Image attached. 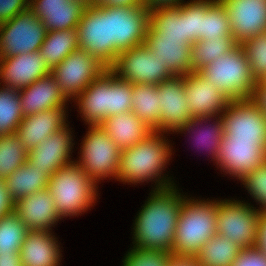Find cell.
<instances>
[{
  "label": "cell",
  "mask_w": 266,
  "mask_h": 266,
  "mask_svg": "<svg viewBox=\"0 0 266 266\" xmlns=\"http://www.w3.org/2000/svg\"><path fill=\"white\" fill-rule=\"evenodd\" d=\"M211 0H193L187 3V17L189 26V44L202 38L203 16L207 12V4Z\"/></svg>",
  "instance_id": "b9f144b4"
},
{
  "label": "cell",
  "mask_w": 266,
  "mask_h": 266,
  "mask_svg": "<svg viewBox=\"0 0 266 266\" xmlns=\"http://www.w3.org/2000/svg\"><path fill=\"white\" fill-rule=\"evenodd\" d=\"M163 133L152 131L140 142L121 151L118 179L130 183H140L159 178L155 189L173 186L161 177V172L171 156L170 145L163 140ZM169 157V158H168ZM166 179V180H165Z\"/></svg>",
  "instance_id": "7a4b0ae2"
},
{
  "label": "cell",
  "mask_w": 266,
  "mask_h": 266,
  "mask_svg": "<svg viewBox=\"0 0 266 266\" xmlns=\"http://www.w3.org/2000/svg\"><path fill=\"white\" fill-rule=\"evenodd\" d=\"M232 37L227 11L220 0H211L203 16L202 38L200 41Z\"/></svg>",
  "instance_id": "d590c367"
},
{
  "label": "cell",
  "mask_w": 266,
  "mask_h": 266,
  "mask_svg": "<svg viewBox=\"0 0 266 266\" xmlns=\"http://www.w3.org/2000/svg\"><path fill=\"white\" fill-rule=\"evenodd\" d=\"M166 266H200L196 257L170 253Z\"/></svg>",
  "instance_id": "681fc988"
},
{
  "label": "cell",
  "mask_w": 266,
  "mask_h": 266,
  "mask_svg": "<svg viewBox=\"0 0 266 266\" xmlns=\"http://www.w3.org/2000/svg\"><path fill=\"white\" fill-rule=\"evenodd\" d=\"M14 210V202L9 196L4 181L0 180V217Z\"/></svg>",
  "instance_id": "bcb514c9"
},
{
  "label": "cell",
  "mask_w": 266,
  "mask_h": 266,
  "mask_svg": "<svg viewBox=\"0 0 266 266\" xmlns=\"http://www.w3.org/2000/svg\"><path fill=\"white\" fill-rule=\"evenodd\" d=\"M107 68L86 51L71 52L59 65L51 70L62 94L74 99Z\"/></svg>",
  "instance_id": "4fadbf2b"
},
{
  "label": "cell",
  "mask_w": 266,
  "mask_h": 266,
  "mask_svg": "<svg viewBox=\"0 0 266 266\" xmlns=\"http://www.w3.org/2000/svg\"><path fill=\"white\" fill-rule=\"evenodd\" d=\"M144 44L173 75L187 76L191 70V44L172 39H145Z\"/></svg>",
  "instance_id": "83f0119b"
},
{
  "label": "cell",
  "mask_w": 266,
  "mask_h": 266,
  "mask_svg": "<svg viewBox=\"0 0 266 266\" xmlns=\"http://www.w3.org/2000/svg\"><path fill=\"white\" fill-rule=\"evenodd\" d=\"M96 5L115 7H144V0H97Z\"/></svg>",
  "instance_id": "f907efd6"
},
{
  "label": "cell",
  "mask_w": 266,
  "mask_h": 266,
  "mask_svg": "<svg viewBox=\"0 0 266 266\" xmlns=\"http://www.w3.org/2000/svg\"><path fill=\"white\" fill-rule=\"evenodd\" d=\"M20 91L21 110L24 117L44 110L65 108L66 106L67 99L51 73Z\"/></svg>",
  "instance_id": "cb8c5ba5"
},
{
  "label": "cell",
  "mask_w": 266,
  "mask_h": 266,
  "mask_svg": "<svg viewBox=\"0 0 266 266\" xmlns=\"http://www.w3.org/2000/svg\"><path fill=\"white\" fill-rule=\"evenodd\" d=\"M255 246L266 254V211H263L260 214L257 242Z\"/></svg>",
  "instance_id": "c3c4849f"
},
{
  "label": "cell",
  "mask_w": 266,
  "mask_h": 266,
  "mask_svg": "<svg viewBox=\"0 0 266 266\" xmlns=\"http://www.w3.org/2000/svg\"><path fill=\"white\" fill-rule=\"evenodd\" d=\"M216 219V201L185 198L177 220L172 253L195 257L203 244L217 233Z\"/></svg>",
  "instance_id": "3957f363"
},
{
  "label": "cell",
  "mask_w": 266,
  "mask_h": 266,
  "mask_svg": "<svg viewBox=\"0 0 266 266\" xmlns=\"http://www.w3.org/2000/svg\"><path fill=\"white\" fill-rule=\"evenodd\" d=\"M238 43L232 37L196 41L191 45V70L199 72L216 58L224 56Z\"/></svg>",
  "instance_id": "d6a6232c"
},
{
  "label": "cell",
  "mask_w": 266,
  "mask_h": 266,
  "mask_svg": "<svg viewBox=\"0 0 266 266\" xmlns=\"http://www.w3.org/2000/svg\"><path fill=\"white\" fill-rule=\"evenodd\" d=\"M252 100L263 110L266 115V81L264 79L256 83Z\"/></svg>",
  "instance_id": "7dc6e473"
},
{
  "label": "cell",
  "mask_w": 266,
  "mask_h": 266,
  "mask_svg": "<svg viewBox=\"0 0 266 266\" xmlns=\"http://www.w3.org/2000/svg\"><path fill=\"white\" fill-rule=\"evenodd\" d=\"M46 27L31 10L17 14L0 25V59L39 51Z\"/></svg>",
  "instance_id": "30bf717a"
},
{
  "label": "cell",
  "mask_w": 266,
  "mask_h": 266,
  "mask_svg": "<svg viewBox=\"0 0 266 266\" xmlns=\"http://www.w3.org/2000/svg\"><path fill=\"white\" fill-rule=\"evenodd\" d=\"M50 73L39 51L0 59V79L5 86L18 91Z\"/></svg>",
  "instance_id": "ac0fdd59"
},
{
  "label": "cell",
  "mask_w": 266,
  "mask_h": 266,
  "mask_svg": "<svg viewBox=\"0 0 266 266\" xmlns=\"http://www.w3.org/2000/svg\"><path fill=\"white\" fill-rule=\"evenodd\" d=\"M248 59L253 78L258 82L266 78V32L248 38L240 44Z\"/></svg>",
  "instance_id": "74e56055"
},
{
  "label": "cell",
  "mask_w": 266,
  "mask_h": 266,
  "mask_svg": "<svg viewBox=\"0 0 266 266\" xmlns=\"http://www.w3.org/2000/svg\"><path fill=\"white\" fill-rule=\"evenodd\" d=\"M231 266H266V254L256 246L241 249Z\"/></svg>",
  "instance_id": "ee69618b"
},
{
  "label": "cell",
  "mask_w": 266,
  "mask_h": 266,
  "mask_svg": "<svg viewBox=\"0 0 266 266\" xmlns=\"http://www.w3.org/2000/svg\"><path fill=\"white\" fill-rule=\"evenodd\" d=\"M65 108H52L25 116L16 134L28 151L66 126Z\"/></svg>",
  "instance_id": "603a6c76"
},
{
  "label": "cell",
  "mask_w": 266,
  "mask_h": 266,
  "mask_svg": "<svg viewBox=\"0 0 266 266\" xmlns=\"http://www.w3.org/2000/svg\"><path fill=\"white\" fill-rule=\"evenodd\" d=\"M80 49L77 29L47 31L39 52L50 70Z\"/></svg>",
  "instance_id": "f546056e"
},
{
  "label": "cell",
  "mask_w": 266,
  "mask_h": 266,
  "mask_svg": "<svg viewBox=\"0 0 266 266\" xmlns=\"http://www.w3.org/2000/svg\"><path fill=\"white\" fill-rule=\"evenodd\" d=\"M83 3L85 6H95L97 0H77Z\"/></svg>",
  "instance_id": "db71d44e"
},
{
  "label": "cell",
  "mask_w": 266,
  "mask_h": 266,
  "mask_svg": "<svg viewBox=\"0 0 266 266\" xmlns=\"http://www.w3.org/2000/svg\"><path fill=\"white\" fill-rule=\"evenodd\" d=\"M50 231L28 230L20 247L23 266H58L61 254L56 237Z\"/></svg>",
  "instance_id": "d4e9b609"
},
{
  "label": "cell",
  "mask_w": 266,
  "mask_h": 266,
  "mask_svg": "<svg viewBox=\"0 0 266 266\" xmlns=\"http://www.w3.org/2000/svg\"><path fill=\"white\" fill-rule=\"evenodd\" d=\"M29 9L28 0H0V25Z\"/></svg>",
  "instance_id": "f6af8a7d"
},
{
  "label": "cell",
  "mask_w": 266,
  "mask_h": 266,
  "mask_svg": "<svg viewBox=\"0 0 266 266\" xmlns=\"http://www.w3.org/2000/svg\"><path fill=\"white\" fill-rule=\"evenodd\" d=\"M79 110L90 125H100L109 117V69L86 87L78 96Z\"/></svg>",
  "instance_id": "484cf974"
},
{
  "label": "cell",
  "mask_w": 266,
  "mask_h": 266,
  "mask_svg": "<svg viewBox=\"0 0 266 266\" xmlns=\"http://www.w3.org/2000/svg\"><path fill=\"white\" fill-rule=\"evenodd\" d=\"M54 199L47 188L27 195L14 203V211L28 230L49 231L62 219L55 209Z\"/></svg>",
  "instance_id": "44dd1931"
},
{
  "label": "cell",
  "mask_w": 266,
  "mask_h": 266,
  "mask_svg": "<svg viewBox=\"0 0 266 266\" xmlns=\"http://www.w3.org/2000/svg\"><path fill=\"white\" fill-rule=\"evenodd\" d=\"M184 90L194 118L214 117L226 109L230 99L198 72L185 76ZM223 109V110H222Z\"/></svg>",
  "instance_id": "d6986e66"
},
{
  "label": "cell",
  "mask_w": 266,
  "mask_h": 266,
  "mask_svg": "<svg viewBox=\"0 0 266 266\" xmlns=\"http://www.w3.org/2000/svg\"><path fill=\"white\" fill-rule=\"evenodd\" d=\"M230 22L232 38L241 44L266 32V0H220Z\"/></svg>",
  "instance_id": "2e32d148"
},
{
  "label": "cell",
  "mask_w": 266,
  "mask_h": 266,
  "mask_svg": "<svg viewBox=\"0 0 266 266\" xmlns=\"http://www.w3.org/2000/svg\"><path fill=\"white\" fill-rule=\"evenodd\" d=\"M0 266H23L19 252L0 253Z\"/></svg>",
  "instance_id": "f5cc1de1"
},
{
  "label": "cell",
  "mask_w": 266,
  "mask_h": 266,
  "mask_svg": "<svg viewBox=\"0 0 266 266\" xmlns=\"http://www.w3.org/2000/svg\"><path fill=\"white\" fill-rule=\"evenodd\" d=\"M241 248L227 237L216 233L195 256L200 266H231Z\"/></svg>",
  "instance_id": "1f68e13d"
},
{
  "label": "cell",
  "mask_w": 266,
  "mask_h": 266,
  "mask_svg": "<svg viewBox=\"0 0 266 266\" xmlns=\"http://www.w3.org/2000/svg\"><path fill=\"white\" fill-rule=\"evenodd\" d=\"M242 181L250 195L262 204L260 211H266V160L253 172L248 173Z\"/></svg>",
  "instance_id": "60d3db41"
},
{
  "label": "cell",
  "mask_w": 266,
  "mask_h": 266,
  "mask_svg": "<svg viewBox=\"0 0 266 266\" xmlns=\"http://www.w3.org/2000/svg\"><path fill=\"white\" fill-rule=\"evenodd\" d=\"M89 128L77 164L95 183L108 176L118 179L121 150L101 125H90Z\"/></svg>",
  "instance_id": "8992f818"
},
{
  "label": "cell",
  "mask_w": 266,
  "mask_h": 266,
  "mask_svg": "<svg viewBox=\"0 0 266 266\" xmlns=\"http://www.w3.org/2000/svg\"><path fill=\"white\" fill-rule=\"evenodd\" d=\"M221 116L227 139H256L266 149V115L252 99L230 100Z\"/></svg>",
  "instance_id": "7c38bea8"
},
{
  "label": "cell",
  "mask_w": 266,
  "mask_h": 266,
  "mask_svg": "<svg viewBox=\"0 0 266 266\" xmlns=\"http://www.w3.org/2000/svg\"><path fill=\"white\" fill-rule=\"evenodd\" d=\"M5 87L0 89V137L15 134L24 118L19 91Z\"/></svg>",
  "instance_id": "e575fe53"
},
{
  "label": "cell",
  "mask_w": 266,
  "mask_h": 266,
  "mask_svg": "<svg viewBox=\"0 0 266 266\" xmlns=\"http://www.w3.org/2000/svg\"><path fill=\"white\" fill-rule=\"evenodd\" d=\"M182 0H144V7L151 10L159 7H174L181 6Z\"/></svg>",
  "instance_id": "816d5d0a"
},
{
  "label": "cell",
  "mask_w": 266,
  "mask_h": 266,
  "mask_svg": "<svg viewBox=\"0 0 266 266\" xmlns=\"http://www.w3.org/2000/svg\"><path fill=\"white\" fill-rule=\"evenodd\" d=\"M185 76L173 75L158 84L160 122L159 132L189 131L194 126L206 122L210 117L194 118L188 108V100L184 90Z\"/></svg>",
  "instance_id": "ba28073f"
},
{
  "label": "cell",
  "mask_w": 266,
  "mask_h": 266,
  "mask_svg": "<svg viewBox=\"0 0 266 266\" xmlns=\"http://www.w3.org/2000/svg\"><path fill=\"white\" fill-rule=\"evenodd\" d=\"M218 119L216 120V123L214 125H212L213 127H211V125H210V128L209 129L207 128L208 130L202 129V132H199L200 138L198 137V139H197L200 144L202 143V144H204V146L206 145L207 148L210 149V150L209 149H207V150H209L211 152L210 154H212V156L214 157L213 159L216 161H217L218 151H219L220 144L222 141V136H223L222 117L219 116ZM199 131H201V130H199Z\"/></svg>",
  "instance_id": "7bdbcfd3"
},
{
  "label": "cell",
  "mask_w": 266,
  "mask_h": 266,
  "mask_svg": "<svg viewBox=\"0 0 266 266\" xmlns=\"http://www.w3.org/2000/svg\"><path fill=\"white\" fill-rule=\"evenodd\" d=\"M145 39H172L189 43L187 3L151 10Z\"/></svg>",
  "instance_id": "7402d4cb"
},
{
  "label": "cell",
  "mask_w": 266,
  "mask_h": 266,
  "mask_svg": "<svg viewBox=\"0 0 266 266\" xmlns=\"http://www.w3.org/2000/svg\"><path fill=\"white\" fill-rule=\"evenodd\" d=\"M109 70L132 84L158 85L173 76L144 43L121 51Z\"/></svg>",
  "instance_id": "8fae6325"
},
{
  "label": "cell",
  "mask_w": 266,
  "mask_h": 266,
  "mask_svg": "<svg viewBox=\"0 0 266 266\" xmlns=\"http://www.w3.org/2000/svg\"><path fill=\"white\" fill-rule=\"evenodd\" d=\"M80 49L109 69L117 54L108 46L107 10L100 5L86 6L77 26Z\"/></svg>",
  "instance_id": "5bb4252c"
},
{
  "label": "cell",
  "mask_w": 266,
  "mask_h": 266,
  "mask_svg": "<svg viewBox=\"0 0 266 266\" xmlns=\"http://www.w3.org/2000/svg\"><path fill=\"white\" fill-rule=\"evenodd\" d=\"M108 17V46L118 55L145 42L150 10L145 7L103 6Z\"/></svg>",
  "instance_id": "52a82bcc"
},
{
  "label": "cell",
  "mask_w": 266,
  "mask_h": 266,
  "mask_svg": "<svg viewBox=\"0 0 266 266\" xmlns=\"http://www.w3.org/2000/svg\"><path fill=\"white\" fill-rule=\"evenodd\" d=\"M170 252L133 247L126 254L123 266H166Z\"/></svg>",
  "instance_id": "ab89813d"
},
{
  "label": "cell",
  "mask_w": 266,
  "mask_h": 266,
  "mask_svg": "<svg viewBox=\"0 0 266 266\" xmlns=\"http://www.w3.org/2000/svg\"><path fill=\"white\" fill-rule=\"evenodd\" d=\"M64 128L50 135L42 143L29 151L27 161L50 178L58 169L67 166L70 161V151L73 143L70 130Z\"/></svg>",
  "instance_id": "e0dca14e"
},
{
  "label": "cell",
  "mask_w": 266,
  "mask_h": 266,
  "mask_svg": "<svg viewBox=\"0 0 266 266\" xmlns=\"http://www.w3.org/2000/svg\"><path fill=\"white\" fill-rule=\"evenodd\" d=\"M266 160V149L256 139H227L224 135L217 162L226 173L242 179Z\"/></svg>",
  "instance_id": "9a60e30c"
},
{
  "label": "cell",
  "mask_w": 266,
  "mask_h": 266,
  "mask_svg": "<svg viewBox=\"0 0 266 266\" xmlns=\"http://www.w3.org/2000/svg\"><path fill=\"white\" fill-rule=\"evenodd\" d=\"M96 183L76 161L58 169L50 178L47 189L54 199L58 215H79L96 199Z\"/></svg>",
  "instance_id": "5b68a950"
},
{
  "label": "cell",
  "mask_w": 266,
  "mask_h": 266,
  "mask_svg": "<svg viewBox=\"0 0 266 266\" xmlns=\"http://www.w3.org/2000/svg\"><path fill=\"white\" fill-rule=\"evenodd\" d=\"M100 125L121 151L132 147L153 131L133 111L109 116Z\"/></svg>",
  "instance_id": "4316f807"
},
{
  "label": "cell",
  "mask_w": 266,
  "mask_h": 266,
  "mask_svg": "<svg viewBox=\"0 0 266 266\" xmlns=\"http://www.w3.org/2000/svg\"><path fill=\"white\" fill-rule=\"evenodd\" d=\"M48 182L49 178L42 173V170L35 168L28 161L4 180L9 196L14 203L27 195L47 188Z\"/></svg>",
  "instance_id": "f1b7e54d"
},
{
  "label": "cell",
  "mask_w": 266,
  "mask_h": 266,
  "mask_svg": "<svg viewBox=\"0 0 266 266\" xmlns=\"http://www.w3.org/2000/svg\"><path fill=\"white\" fill-rule=\"evenodd\" d=\"M249 205L236 200L217 201V233L241 249L254 247L257 242L261 211Z\"/></svg>",
  "instance_id": "9c48e42d"
},
{
  "label": "cell",
  "mask_w": 266,
  "mask_h": 266,
  "mask_svg": "<svg viewBox=\"0 0 266 266\" xmlns=\"http://www.w3.org/2000/svg\"><path fill=\"white\" fill-rule=\"evenodd\" d=\"M133 84L117 78L109 70V116L132 111Z\"/></svg>",
  "instance_id": "f35d334b"
},
{
  "label": "cell",
  "mask_w": 266,
  "mask_h": 266,
  "mask_svg": "<svg viewBox=\"0 0 266 266\" xmlns=\"http://www.w3.org/2000/svg\"><path fill=\"white\" fill-rule=\"evenodd\" d=\"M158 85L133 84L132 111L150 129L159 131L160 107Z\"/></svg>",
  "instance_id": "4dcf8cb0"
},
{
  "label": "cell",
  "mask_w": 266,
  "mask_h": 266,
  "mask_svg": "<svg viewBox=\"0 0 266 266\" xmlns=\"http://www.w3.org/2000/svg\"><path fill=\"white\" fill-rule=\"evenodd\" d=\"M198 73L230 100L253 97L257 81L252 76L248 59L240 44L224 56L216 58Z\"/></svg>",
  "instance_id": "277c9868"
},
{
  "label": "cell",
  "mask_w": 266,
  "mask_h": 266,
  "mask_svg": "<svg viewBox=\"0 0 266 266\" xmlns=\"http://www.w3.org/2000/svg\"><path fill=\"white\" fill-rule=\"evenodd\" d=\"M29 151L15 134L0 137V180L4 181L28 159Z\"/></svg>",
  "instance_id": "836d02e7"
},
{
  "label": "cell",
  "mask_w": 266,
  "mask_h": 266,
  "mask_svg": "<svg viewBox=\"0 0 266 266\" xmlns=\"http://www.w3.org/2000/svg\"><path fill=\"white\" fill-rule=\"evenodd\" d=\"M155 189L139 212L134 229L136 248L172 253L175 229L182 202L176 187Z\"/></svg>",
  "instance_id": "6da1fadb"
},
{
  "label": "cell",
  "mask_w": 266,
  "mask_h": 266,
  "mask_svg": "<svg viewBox=\"0 0 266 266\" xmlns=\"http://www.w3.org/2000/svg\"><path fill=\"white\" fill-rule=\"evenodd\" d=\"M28 228L13 210L0 217V253L19 252Z\"/></svg>",
  "instance_id": "8d00e7d4"
},
{
  "label": "cell",
  "mask_w": 266,
  "mask_h": 266,
  "mask_svg": "<svg viewBox=\"0 0 266 266\" xmlns=\"http://www.w3.org/2000/svg\"><path fill=\"white\" fill-rule=\"evenodd\" d=\"M85 8L77 0H30V9L47 31L77 29Z\"/></svg>",
  "instance_id": "ffe728a7"
}]
</instances>
